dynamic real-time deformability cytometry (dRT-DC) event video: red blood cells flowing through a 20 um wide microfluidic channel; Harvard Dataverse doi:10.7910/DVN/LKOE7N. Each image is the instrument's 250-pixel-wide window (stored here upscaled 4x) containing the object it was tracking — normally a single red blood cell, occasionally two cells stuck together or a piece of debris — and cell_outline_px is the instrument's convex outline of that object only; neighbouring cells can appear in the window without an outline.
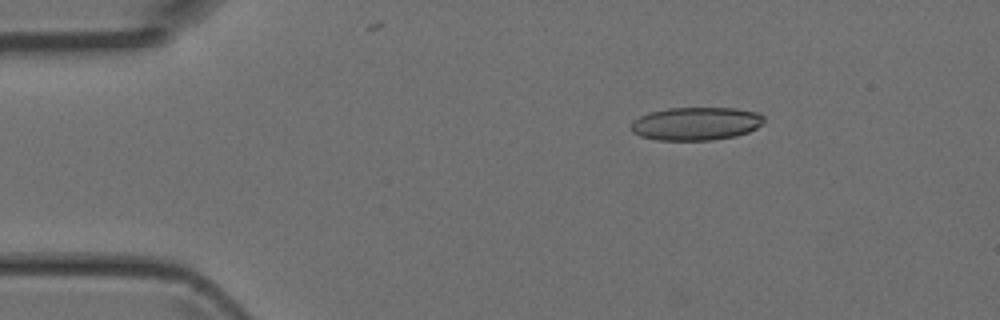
{"species": "Egyptian fruit bat (a non-hibernating species)", "species_latin": "Rousettus aegyptiacus", "temperature_condition": "room temperature", "stored_images_in_passage": 4, "camera_frame_rate_fps": 3000, "um_per_image_px": 0.085, "animal": {"sex": "female"}, "frame": {"image": 1, "passage_image": 1, "time_ms": 0.0, "image_size_px": [1000, 320], "cell_outline_px": [[764, 120], [756, 128], [748, 132], [736, 136], [712, 140], [656, 140], [640, 136], [632, 132], [632, 120], [648, 112], [668, 108], [736, 108], [760, 112], [764, 116]], "centroid_in_image_um": [59.16, 10.5], "position_along_channel_um": 25.8, "area_um2": 25.84}}
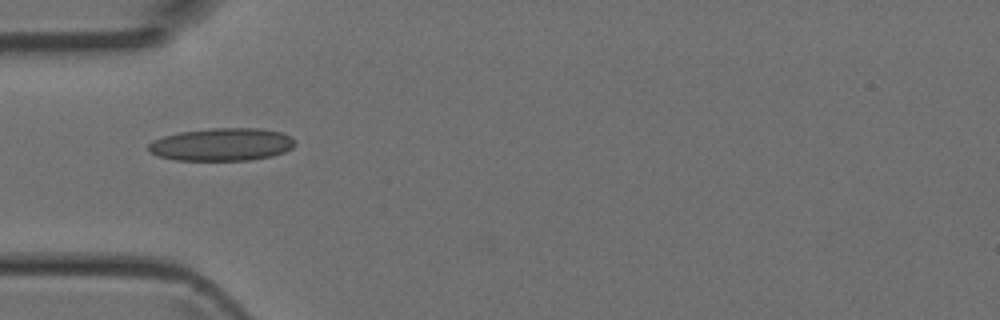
{"frame": {"image": 2, "passage_image": 3, "time_ms": 0.667, "image_size_px": [1000, 320], "cell_outline_px": [[296, 144], [292, 148], [284, 152], [272, 156], [248, 160], [176, 160], [160, 156], [148, 152], [148, 144], [164, 136], [180, 132], [212, 128], [260, 128], [280, 132], [292, 136], [296, 140]], "centroid_in_image_um": [18.9, 12.28], "position_along_channel_um": 66.1, "area_um2": 27.98}}
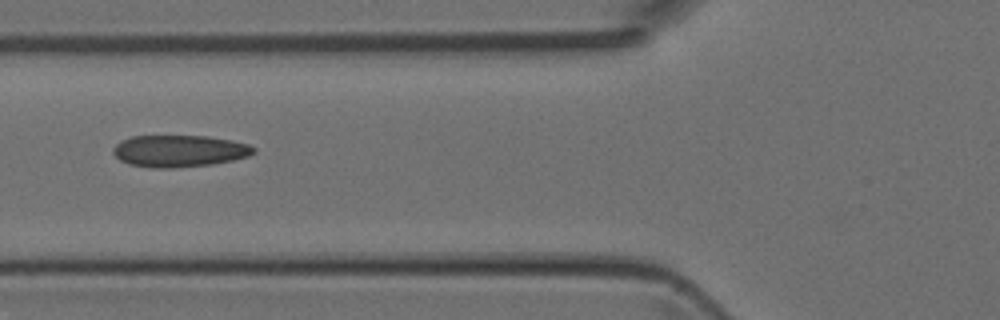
{"frame": {"image": 3, "passage_image": 4, "time_ms": 1.0, "image_size_px": [1000, 320], "cell_outline_px": [[256, 152], [248, 156], [232, 160], [212, 164], [172, 168], [152, 168], [128, 164], [120, 160], [112, 152], [112, 148], [120, 140], [132, 136], [208, 136], [232, 140], [248, 144], [256, 148]], "centroid_in_image_um": [15.22, 12.83], "position_along_channel_um": 110.6, "area_um2": 26.24}}